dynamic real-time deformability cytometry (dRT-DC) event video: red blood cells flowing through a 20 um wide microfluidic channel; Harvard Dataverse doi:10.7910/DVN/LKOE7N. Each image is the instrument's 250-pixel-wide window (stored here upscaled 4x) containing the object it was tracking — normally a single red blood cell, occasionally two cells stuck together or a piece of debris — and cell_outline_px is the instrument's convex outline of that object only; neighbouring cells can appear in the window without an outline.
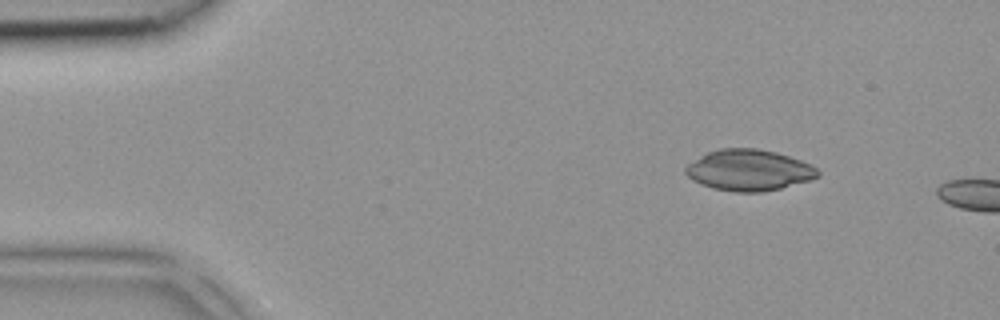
{"species": "common noctule bat (a hibernating species)", "species_latin": "Nyctalus noctula", "temperature_condition": "room temperature", "stored_images_in_passage": 2, "camera_frame_rate_fps": 3000, "um_per_image_px": 0.085, "animal": {"sex": "female", "body_mass_g": 18.4}, "frame": {"image": 1, "passage_image": 1, "time_ms": 0.0, "image_size_px": [1000, 320], "cell_outline_px": [[820, 176], [812, 180], [764, 192], [736, 192], [712, 188], [700, 184], [692, 180], [684, 172], [684, 168], [688, 164], [700, 156], [708, 152], [720, 148], [756, 148], [776, 152], [800, 160], [816, 168], [820, 172]], "centroid_in_image_um": [63.65, 14.47], "position_along_channel_um": 21.4, "area_um2": 31.73}}